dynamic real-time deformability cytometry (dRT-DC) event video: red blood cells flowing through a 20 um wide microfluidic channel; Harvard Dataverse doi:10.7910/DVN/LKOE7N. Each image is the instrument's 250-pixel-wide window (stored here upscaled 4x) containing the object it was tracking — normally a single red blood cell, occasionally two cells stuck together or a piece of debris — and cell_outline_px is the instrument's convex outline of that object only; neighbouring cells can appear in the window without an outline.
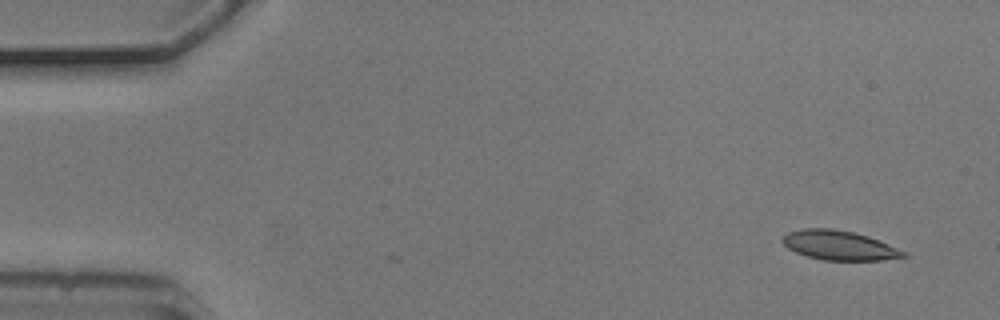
{"species": "common noctule bat (a hibernating species)", "species_latin": "Nyctalus noctula", "temperature_condition": "cold", "stored_images_in_passage": 6, "camera_frame_rate_fps": 3000, "um_per_image_px": 0.085, "animal": {"sex": "male", "body_mass_g": 20.5, "forearm_length_mm": 52.5}, "frame": {"image": 1, "passage_image": 1, "time_ms": 0.0, "image_size_px": [1000, 320], "cell_outline_px": [[908, 256], [880, 260], [824, 260], [808, 256], [796, 252], [788, 248], [780, 240], [788, 232], [804, 228], [832, 228], [852, 232], [868, 236], [908, 252]], "centroid_in_image_um": [71.34, 20.85], "position_along_channel_um": 13.7, "area_um2": 20.63}}
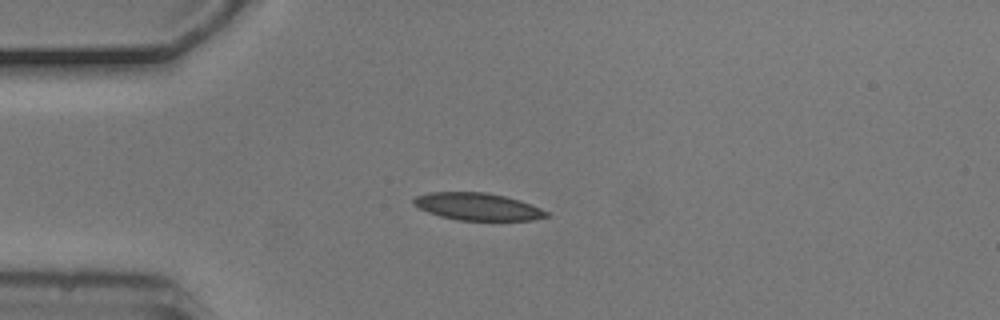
{"frame": {"image": 2, "passage_image": 4, "time_ms": 1.0, "image_size_px": [1000, 320], "cell_outline_px": [[552, 216], [532, 220], [456, 220], [440, 216], [428, 212], [412, 204], [412, 200], [416, 196], [432, 192], [484, 192], [504, 196], [520, 200], [540, 208], [548, 212]], "centroid_in_image_um": [40.61, 17.56], "position_along_channel_um": 44.4, "area_um2": 21.1}}
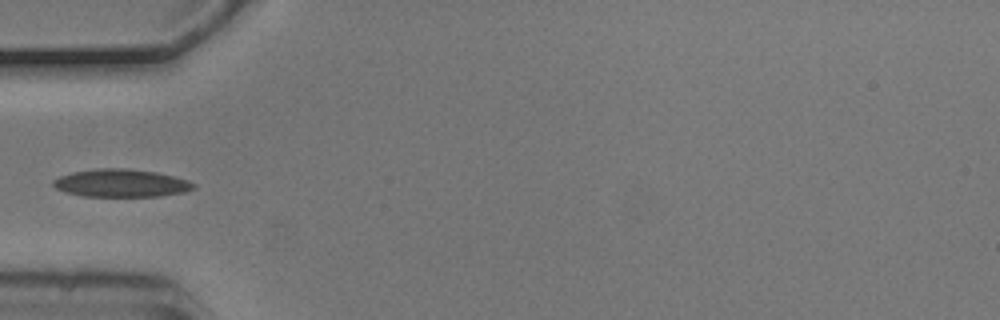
{"frame": {"image": 3, "passage_image": 5, "time_ms": 1.333, "image_size_px": [1000, 320], "cell_outline_px": [[196, 188], [184, 192], [160, 196], [84, 196], [68, 192], [56, 188], [52, 184], [52, 180], [60, 176], [72, 172], [96, 168], [124, 168], [156, 172], [188, 180], [196, 184]], "centroid_in_image_um": [10.31, 15.56], "position_along_channel_um": 74.7, "area_um2": 22.66}}